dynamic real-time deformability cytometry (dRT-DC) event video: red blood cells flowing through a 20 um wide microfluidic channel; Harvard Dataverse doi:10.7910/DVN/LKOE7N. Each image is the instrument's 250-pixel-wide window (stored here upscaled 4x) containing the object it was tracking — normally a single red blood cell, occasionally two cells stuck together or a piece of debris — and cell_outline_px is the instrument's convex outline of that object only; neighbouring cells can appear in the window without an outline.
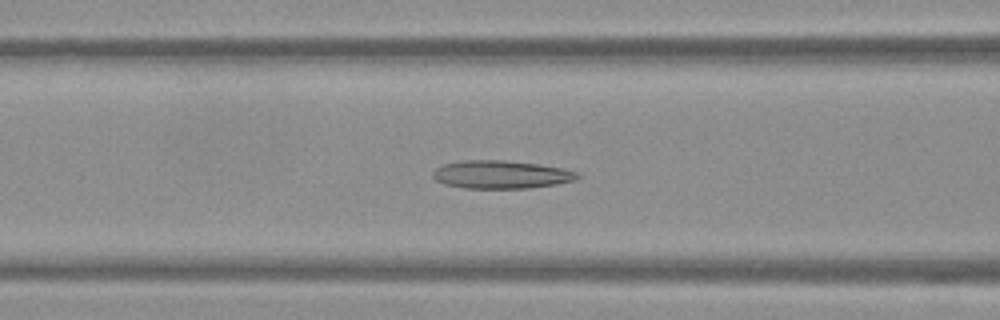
{"species": "Egyptian fruit bat (a non-hibernating species)", "species_latin": "Rousettus aegyptiacus", "temperature_condition": "warm", "stored_images_in_passage": 54, "camera_frame_rate_fps": 3000, "um_per_image_px": 0.085, "frame": {"image": 1, "passage_image": 22, "time_ms": 7.0, "image_size_px": [1000, 320], "cell_outline_px": [[580, 176], [576, 180], [556, 184], [528, 188], [464, 188], [444, 184], [436, 180], [432, 176], [432, 172], [436, 168], [444, 164], [464, 160], [504, 160], [540, 164], [564, 168], [580, 172]], "centroid_in_image_um": [42.62, 14.83], "position_along_channel_um": 124.0, "area_um2": 23.81}}
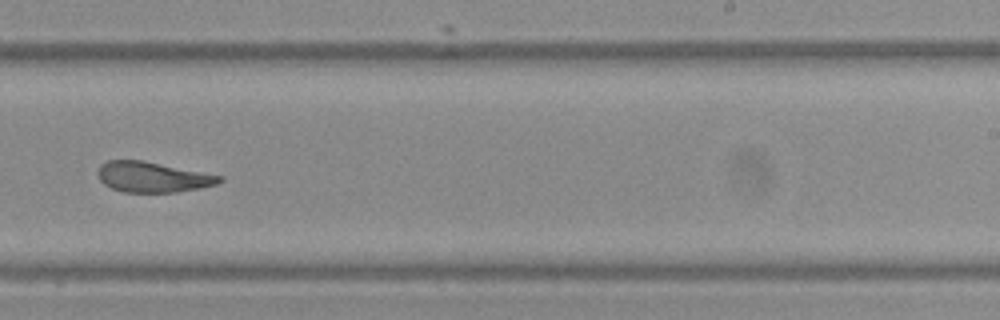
{"frame": {"image": 2, "passage_image": 34, "time_ms": 11.0, "image_size_px": [1000, 320], "cell_outline_px": [[224, 180], [216, 184], [200, 188], [176, 192], [124, 192], [112, 188], [104, 184], [100, 180], [96, 172], [100, 164], [108, 160], [144, 160], [224, 176]], "centroid_in_image_um": [12.97, 15.04], "position_along_channel_um": 276.0, "area_um2": 21.73}}
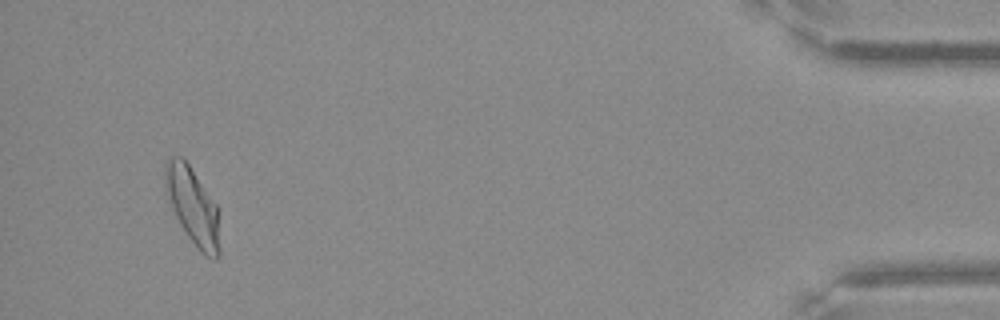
{"frame": {"image": 3, "passage_image": 51, "time_ms": 16.667, "image_size_px": [1000, 320], "cell_outline_px": [[220, 256], [216, 260], [212, 260], [204, 256], [200, 252], [188, 236], [180, 224], [164, 192], [164, 164], [168, 156], [180, 156], [188, 164], [216, 204], [220, 248]], "centroid_in_image_um": [16.35, 17.54], "position_along_channel_um": 418.8, "area_um2": 24.57}, "authors_computed_cell_mechanics": {"area_um2": 23.9003, "velocity_mm_per_s": 3.7997, "shape_relaxation_time_tau1_ms": null, "shape_relaxation_time_tau2_ms": 1.8655, "deformation_change_tau1": null, "deformation_change_tau2": 0.0933}}